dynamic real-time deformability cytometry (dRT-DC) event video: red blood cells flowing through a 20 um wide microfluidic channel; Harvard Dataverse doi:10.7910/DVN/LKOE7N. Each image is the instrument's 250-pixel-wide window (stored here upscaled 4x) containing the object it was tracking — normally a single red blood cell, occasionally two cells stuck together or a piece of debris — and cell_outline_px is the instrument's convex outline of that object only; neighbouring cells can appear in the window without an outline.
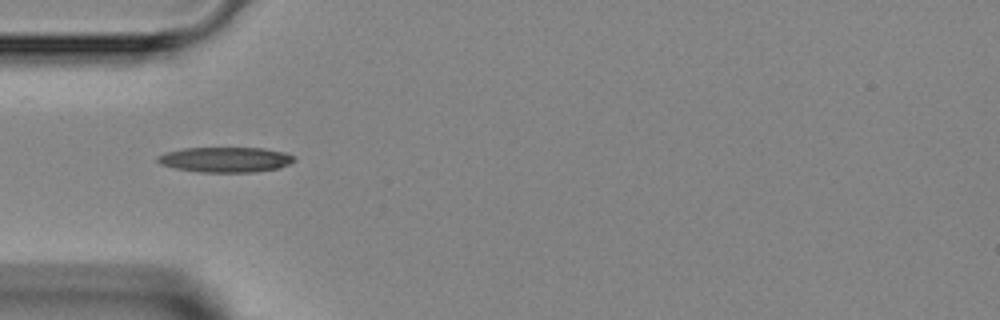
{"species": "Egyptian fruit bat (a non-hibernating species)", "species_latin": "Rousettus aegyptiacus", "temperature_condition": "room temperature", "stored_images_in_passage": 2, "camera_frame_rate_fps": 3000, "um_per_image_px": 0.085, "animal": {"sex": "female"}, "frame": {"image": 1, "passage_image": 1, "time_ms": 0.0, "image_size_px": [1000, 320], "cell_outline_px": [[296, 160], [280, 168], [256, 172], [200, 172], [176, 168], [160, 164], [156, 160], [156, 156], [164, 152], [184, 148], [264, 148], [284, 152], [292, 156]], "centroid_in_image_um": [19.14, 13.56], "position_along_channel_um": 65.9, "area_um2": 20.11}}
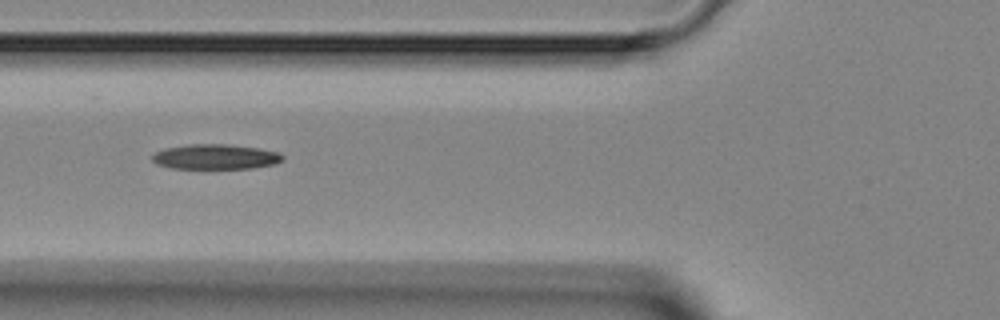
{"frame": {"image": 2, "passage_image": 2, "time_ms": 1.0, "image_size_px": [1000, 320], "cell_outline_px": [[284, 160], [272, 164], [252, 168], [172, 168], [156, 164], [152, 160], [152, 156], [156, 152], [164, 148], [188, 144], [228, 144], [260, 148], [280, 152], [284, 156]], "centroid_in_image_um": [18.33, 13.31], "position_along_channel_um": 107.5, "area_um2": 19.07}}